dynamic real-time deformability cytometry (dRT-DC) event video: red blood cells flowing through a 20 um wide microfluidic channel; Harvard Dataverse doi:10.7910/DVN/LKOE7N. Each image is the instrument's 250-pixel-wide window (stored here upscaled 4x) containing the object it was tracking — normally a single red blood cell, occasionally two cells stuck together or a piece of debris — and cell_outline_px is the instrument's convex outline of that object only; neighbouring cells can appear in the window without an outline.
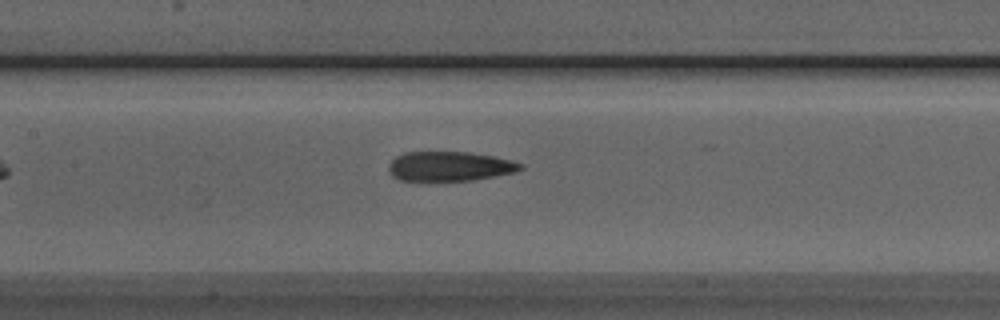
{"species": "Egyptian fruit bat (a non-hibernating species)", "species_latin": "Rousettus aegyptiacus", "temperature_condition": "room temperature", "stored_images_in_passage": 35, "camera_frame_rate_fps": 3000, "um_per_image_px": 0.085, "animal": {"sex": "male"}, "frame": {"image": 1, "passage_image": 8, "time_ms": 2.333, "image_size_px": [1000, 320], "cell_outline_px": [[524, 168], [516, 172], [472, 180], [400, 180], [392, 176], [388, 168], [388, 164], [396, 156], [404, 152], [468, 152], [492, 156], [512, 160], [524, 164]], "centroid_in_image_um": [38.23, 14.13], "position_along_channel_um": 169.2, "area_um2": 22.66}}
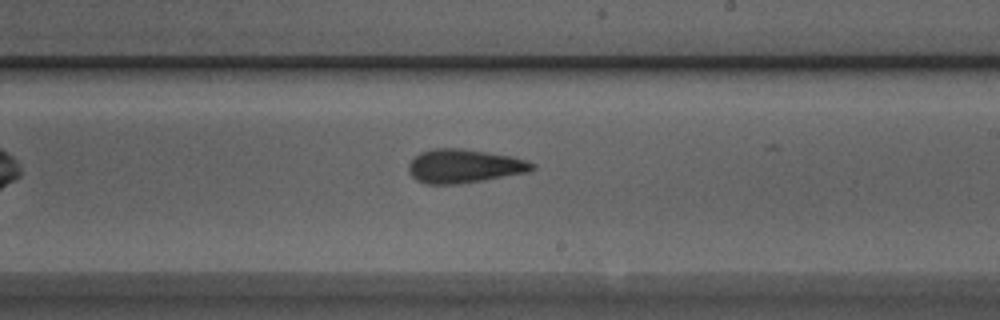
{"frame": {"image": 2, "passage_image": 14, "time_ms": 4.333, "image_size_px": [1000, 320], "cell_outline_px": [[536, 168], [528, 172], [484, 180], [460, 184], [428, 184], [416, 180], [408, 172], [408, 164], [420, 152], [432, 148], [460, 148], [488, 152], [512, 156], [528, 160], [536, 164]], "centroid_in_image_um": [39.47, 14.11], "position_along_channel_um": 249.5, "area_um2": 24.51}}
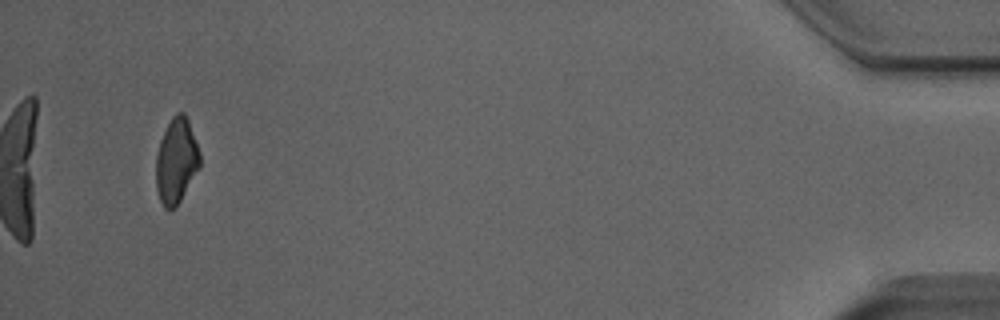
{"frame": {"image": 3, "passage_image": 33, "time_ms": 10.667, "image_size_px": [1000, 320], "cell_outline_px": [[200, 168], [176, 208], [164, 208], [160, 200], [156, 188], [156, 156], [160, 140], [172, 116], [176, 112], [184, 112], [188, 120], [200, 152]], "centroid_in_image_um": [14.99, 13.68], "position_along_channel_um": 420.2, "area_um2": 21.85}}